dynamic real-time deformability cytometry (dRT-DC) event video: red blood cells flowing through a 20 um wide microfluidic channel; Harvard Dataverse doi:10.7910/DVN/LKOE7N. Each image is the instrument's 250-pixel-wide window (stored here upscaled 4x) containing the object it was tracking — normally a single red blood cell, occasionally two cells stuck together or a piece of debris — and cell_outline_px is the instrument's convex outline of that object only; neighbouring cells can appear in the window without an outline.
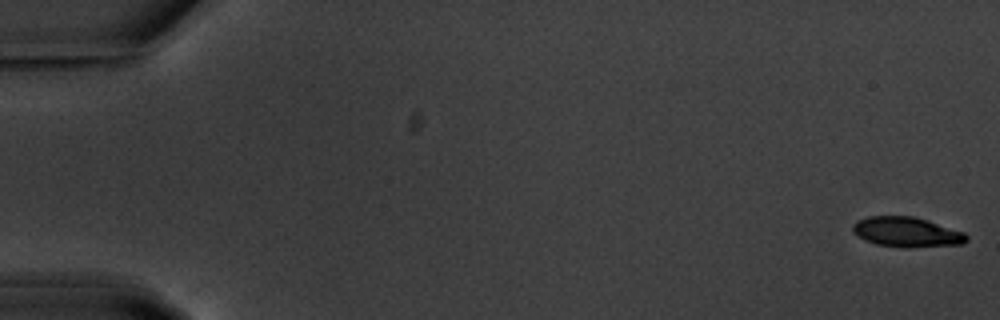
{"species": "common noctule bat (a hibernating species)", "species_latin": "Nyctalus noctula", "temperature_condition": "warm", "stored_images_in_passage": 56, "camera_frame_rate_fps": 3000, "um_per_image_px": 0.085, "animal": {"sex": "male", "body_mass_g": 20.1, "forearm_length_mm": 53.5}, "frame": {"image": 1, "passage_image": 1, "time_ms": 0.0, "image_size_px": [1000, 320], "cell_outline_px": [[968, 240], [964, 244], [908, 248], [904, 248], [876, 244], [864, 240], [852, 232], [852, 224], [856, 220], [868, 216], [912, 216], [928, 220], [964, 232], [968, 236]], "centroid_in_image_um": [77.06, 19.73], "position_along_channel_um": 7.9, "area_um2": 20.17}}
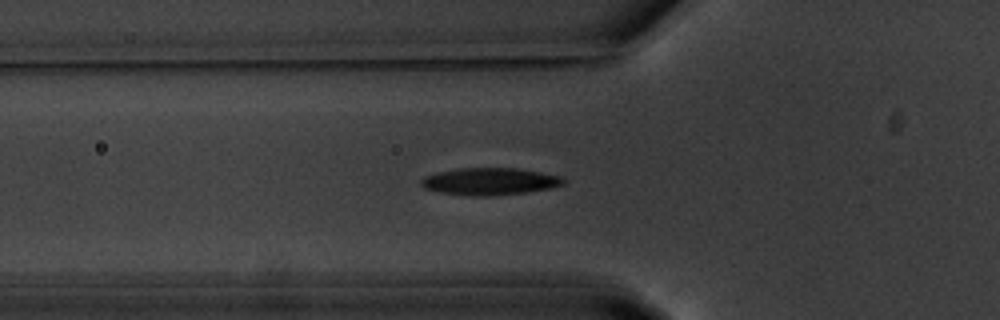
{"frame": {"image": 2, "passage_image": 20, "time_ms": 6.333, "image_size_px": [1000, 320], "cell_outline_px": [[564, 184], [548, 188], [528, 192], [488, 196], [476, 196], [440, 192], [424, 188], [420, 184], [420, 180], [424, 176], [436, 172], [456, 168], [516, 168], [564, 176]], "centroid_in_image_um": [41.61, 15.41], "position_along_channel_um": 84.2, "area_um2": 22.54}}
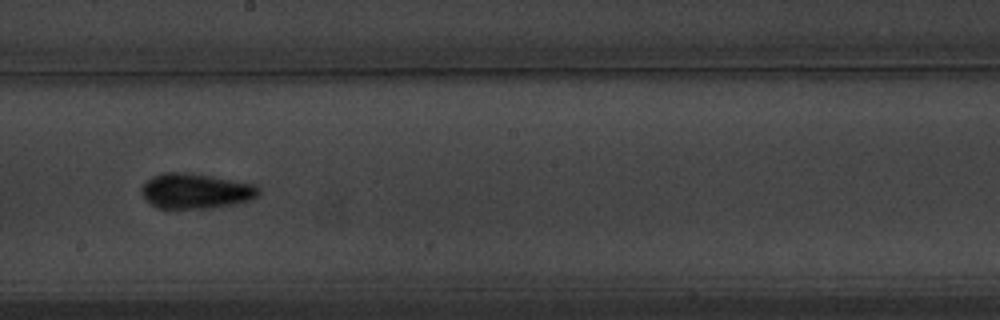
{"frame": {"image": 3, "passage_image": 32, "time_ms": 10.333, "image_size_px": [1000, 320], "cell_outline_px": [[260, 196], [252, 200], [212, 208], [160, 208], [144, 200], [140, 192], [140, 188], [144, 180], [152, 176], [164, 172], [192, 172], [260, 184]], "centroid_in_image_um": [16.67, 16.21], "position_along_channel_um": 231.5, "area_um2": 24.85}, "authors_computed_cell_mechanics": {"area_um2": 21.7906, "velocity_mm_per_s": 3.6605, "shape_relaxation_time_tau1_ms": 3.3474, "shape_relaxation_time_tau2_ms": 2.6589, "deformation_change_tau1": 0.1484, "deformation_change_tau2": 0.0768}}